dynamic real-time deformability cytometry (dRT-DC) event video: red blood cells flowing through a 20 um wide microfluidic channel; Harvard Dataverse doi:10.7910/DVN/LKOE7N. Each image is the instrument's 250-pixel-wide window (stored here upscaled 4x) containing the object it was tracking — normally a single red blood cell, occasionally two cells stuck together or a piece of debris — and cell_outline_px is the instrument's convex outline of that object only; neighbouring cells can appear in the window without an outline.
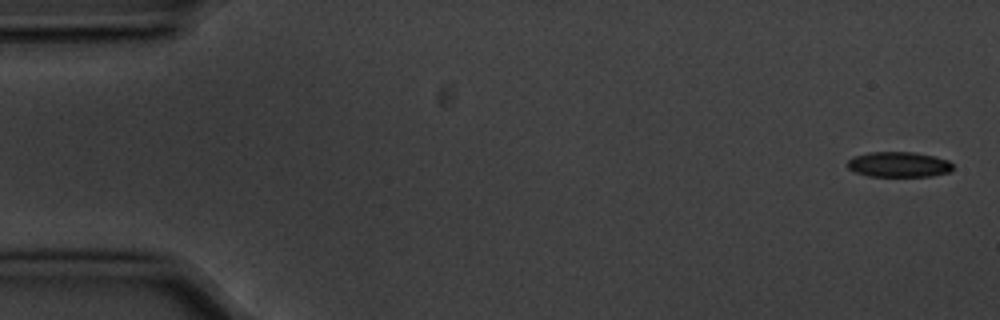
{"species": "common noctule bat (a hibernating species)", "species_latin": "Nyctalus noctula", "temperature_condition": "cold", "stored_images_in_passage": 5, "camera_frame_rate_fps": 3000, "um_per_image_px": 0.085, "animal": {"sex": "male", "body_mass_g": 20.1, "forearm_length_mm": 53.5}, "frame": {"image": 1, "passage_image": 1, "time_ms": 0.0, "image_size_px": [1000, 320], "cell_outline_px": [[952, 168], [948, 172], [932, 176], [868, 176], [856, 172], [848, 168], [848, 160], [852, 156], [868, 152], [912, 152], [936, 156], [948, 160], [952, 164]], "centroid_in_image_um": [76.38, 13.97], "position_along_channel_um": 8.6, "area_um2": 15.55}}
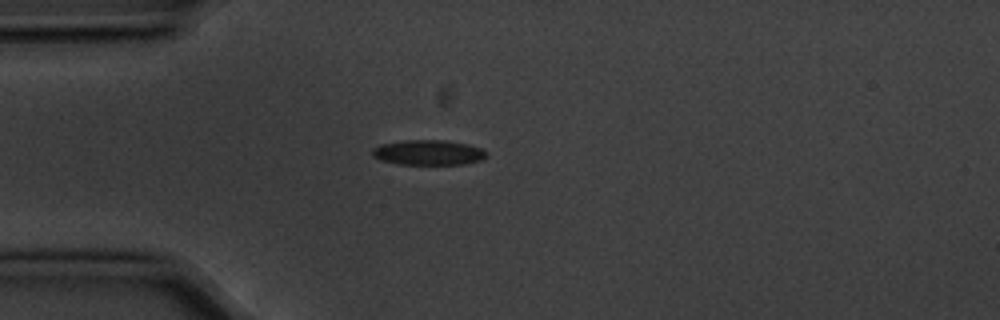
{"frame": {"image": 2, "passage_image": 4, "time_ms": 1.0, "image_size_px": [1000, 320], "cell_outline_px": [[488, 152], [480, 160], [464, 164], [400, 164], [380, 160], [372, 156], [372, 148], [380, 144], [408, 140], [444, 140], [468, 144], [480, 148]], "centroid_in_image_um": [36.38, 12.96], "position_along_channel_um": 48.6, "area_um2": 16.59}}